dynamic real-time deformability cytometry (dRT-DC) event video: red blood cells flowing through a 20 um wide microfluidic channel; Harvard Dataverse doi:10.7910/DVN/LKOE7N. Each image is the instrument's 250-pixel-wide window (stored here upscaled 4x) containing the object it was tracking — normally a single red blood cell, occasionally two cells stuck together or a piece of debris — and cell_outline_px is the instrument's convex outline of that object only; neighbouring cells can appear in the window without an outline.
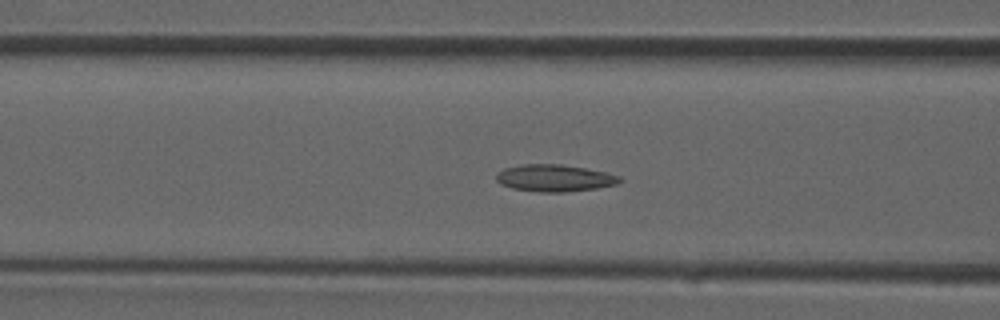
{"species": "common noctule bat (a hibernating species)", "species_latin": "Nyctalus noctula", "temperature_condition": "room temperature", "stored_images_in_passage": 38, "camera_frame_rate_fps": 3000, "um_per_image_px": 0.085, "animal": {"sex": "male", "forearm_length_mm": 52.5}, "frame": {"image": 1, "passage_image": 15, "time_ms": 4.667, "image_size_px": [1000, 320], "cell_outline_px": [[624, 180], [616, 184], [596, 188], [564, 192], [540, 192], [512, 188], [500, 184], [496, 180], [496, 172], [504, 168], [520, 164], [560, 164], [584, 168], [604, 172], [620, 176]], "centroid_in_image_um": [47.1, 15.13], "position_along_channel_um": 119.5, "area_um2": 19.42}}
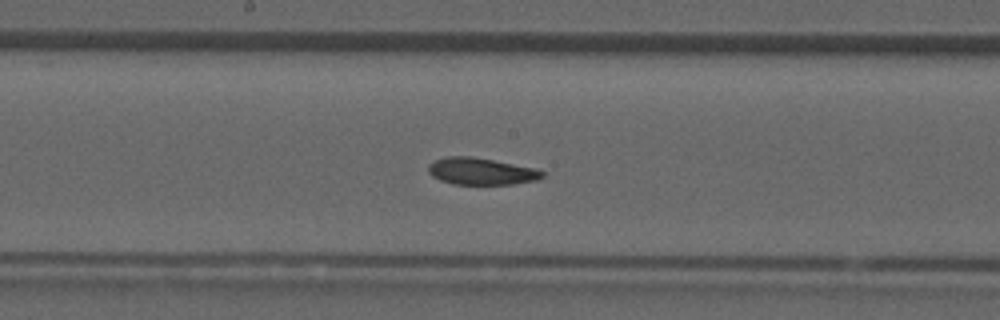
{"frame": {"image": 2, "passage_image": 20, "time_ms": 6.333, "image_size_px": [1000, 320], "cell_outline_px": [[544, 176], [536, 180], [512, 184], [452, 184], [440, 180], [432, 176], [428, 172], [428, 164], [436, 160], [448, 156], [472, 156], [536, 168], [544, 172]], "centroid_in_image_um": [40.89, 14.56], "position_along_channel_um": 207.3, "area_um2": 17.86}}
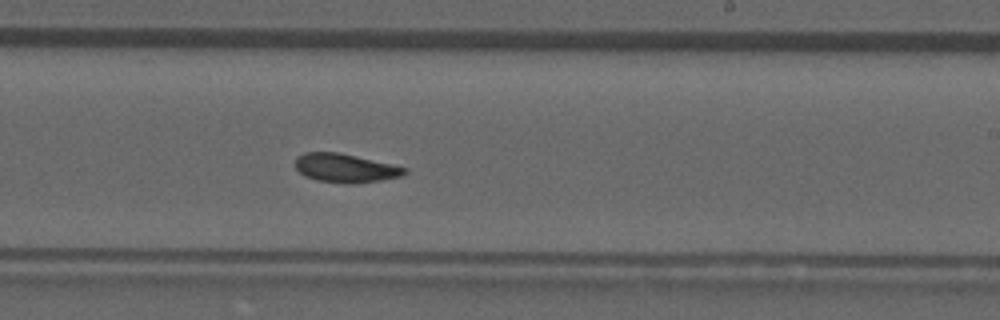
{"frame": {"image": 3, "passage_image": 23, "time_ms": 7.333, "image_size_px": [1000, 320], "cell_outline_px": [[408, 172], [404, 176], [380, 180], [352, 184], [344, 184], [320, 180], [304, 176], [296, 168], [296, 156], [304, 152], [340, 152], [392, 164], [408, 168]], "centroid_in_image_um": [29.38, 14.28], "position_along_channel_um": 259.6, "area_um2": 18.44}}